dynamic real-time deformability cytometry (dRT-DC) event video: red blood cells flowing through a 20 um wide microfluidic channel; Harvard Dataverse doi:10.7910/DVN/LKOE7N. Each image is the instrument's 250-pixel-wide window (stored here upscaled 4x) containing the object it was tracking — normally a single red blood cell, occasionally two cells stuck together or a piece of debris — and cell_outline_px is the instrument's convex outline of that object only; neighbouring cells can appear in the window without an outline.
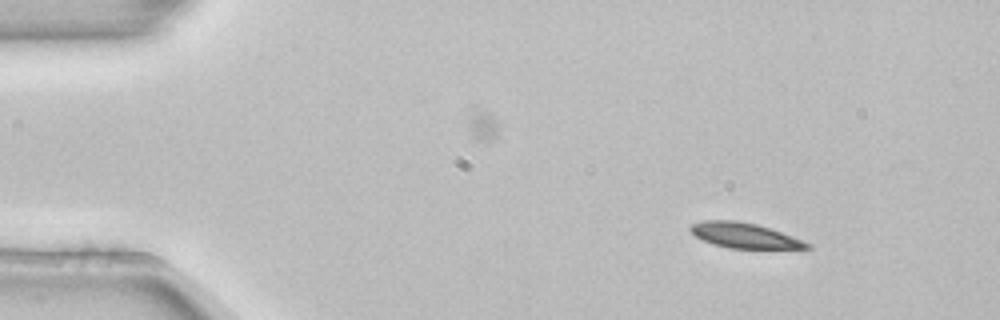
{"species": "common noctule bat (a hibernating species)", "species_latin": "Nyctalus noctula", "temperature_condition": "room temperature", "stored_images_in_passage": 4, "camera_frame_rate_fps": 3000, "um_per_image_px": 0.085, "animal": {"sex": "female", "body_mass_g": 22.7, "forearm_length_mm": 54.2}, "frame": {"image": 1, "passage_image": 1, "time_ms": 0.0, "image_size_px": [1000, 320], "cell_outline_px": [[812, 248], [728, 248], [712, 244], [696, 236], [688, 228], [692, 224], [704, 220], [736, 220], [756, 224], [792, 236], [812, 244]], "centroid_in_image_um": [63.25, 20.01], "position_along_channel_um": 21.7, "area_um2": 16.88}}
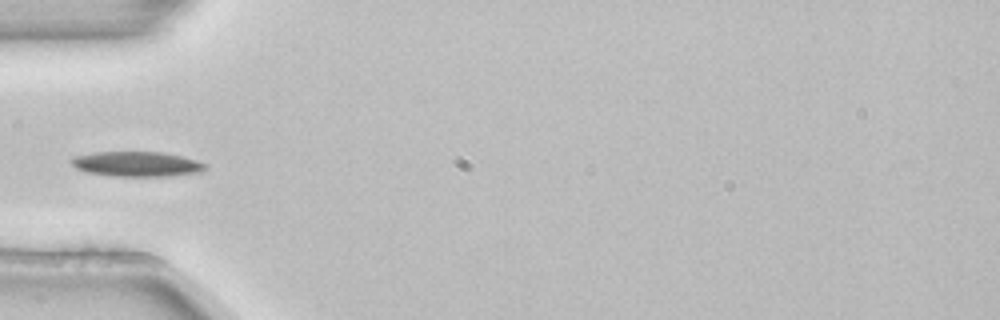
{"frame": {"image": 2, "passage_image": 4, "time_ms": 1.0, "image_size_px": [1000, 320], "cell_outline_px": [[208, 168], [200, 172], [168, 176], [112, 176], [84, 172], [76, 168], [72, 164], [72, 156], [96, 152], [164, 152], [196, 160], [204, 164]], "centroid_in_image_um": [11.6, 13.94], "position_along_channel_um": 73.4, "area_um2": 19.48}}